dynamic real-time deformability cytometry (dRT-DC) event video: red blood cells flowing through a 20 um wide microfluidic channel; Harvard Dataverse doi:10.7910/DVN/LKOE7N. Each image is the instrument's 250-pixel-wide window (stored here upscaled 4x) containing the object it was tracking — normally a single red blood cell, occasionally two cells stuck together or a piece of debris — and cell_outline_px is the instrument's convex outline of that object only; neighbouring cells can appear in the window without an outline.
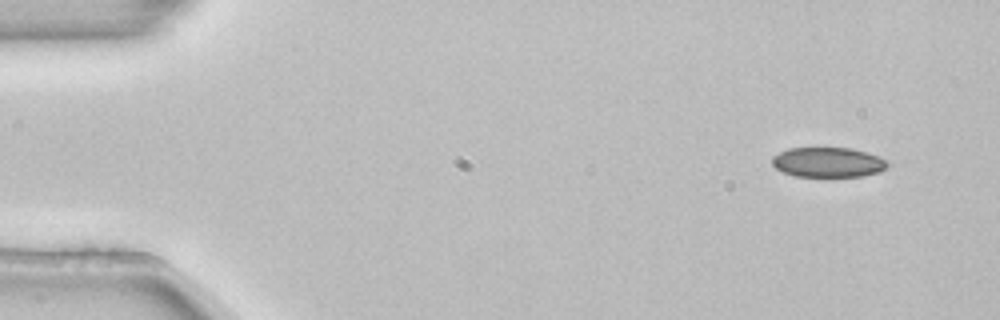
{"species": "common noctule bat (a hibernating species)", "species_latin": "Nyctalus noctula", "temperature_condition": "room temperature", "stored_images_in_passage": 3, "camera_frame_rate_fps": 3000, "um_per_image_px": 0.085, "animal": {"sex": "female", "body_mass_g": 22.7, "forearm_length_mm": 54.2}, "frame": {"image": 1, "passage_image": 1, "time_ms": 0.0, "image_size_px": [1000, 320], "cell_outline_px": [[888, 164], [880, 172], [860, 176], [796, 176], [784, 172], [776, 168], [772, 164], [772, 156], [788, 148], [852, 148], [876, 156], [884, 160]], "centroid_in_image_um": [70.33, 13.79], "position_along_channel_um": 14.7, "area_um2": 19.77}}